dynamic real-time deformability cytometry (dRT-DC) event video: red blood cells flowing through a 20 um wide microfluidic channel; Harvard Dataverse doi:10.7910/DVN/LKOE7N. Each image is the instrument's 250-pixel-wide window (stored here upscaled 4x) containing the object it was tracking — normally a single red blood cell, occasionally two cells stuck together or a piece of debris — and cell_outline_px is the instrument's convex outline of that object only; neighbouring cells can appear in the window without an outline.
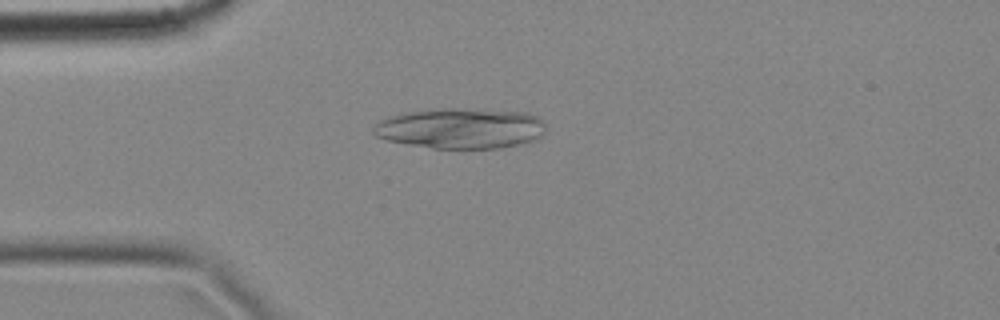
{"species": "common noctule bat (a hibernating species)", "species_latin": "Nyctalus noctula", "temperature_condition": "cold", "stored_images_in_passage": 4, "camera_frame_rate_fps": 3000, "um_per_image_px": 0.085, "animal": {"sex": "female", "body_mass_g": 18.4}, "frame": {"image": 1, "passage_image": 4, "time_ms": 1.0, "image_size_px": [1000, 320], "cell_outline_px": [[544, 132], [536, 140], [500, 148], [432, 148], [388, 140], [376, 136], [372, 132], [372, 128], [380, 120], [388, 116], [404, 112], [444, 108], [484, 108], [528, 112], [544, 120]], "centroid_in_image_um": [39.18, 10.88], "position_along_channel_um": 45.8, "area_um2": 41.1}}